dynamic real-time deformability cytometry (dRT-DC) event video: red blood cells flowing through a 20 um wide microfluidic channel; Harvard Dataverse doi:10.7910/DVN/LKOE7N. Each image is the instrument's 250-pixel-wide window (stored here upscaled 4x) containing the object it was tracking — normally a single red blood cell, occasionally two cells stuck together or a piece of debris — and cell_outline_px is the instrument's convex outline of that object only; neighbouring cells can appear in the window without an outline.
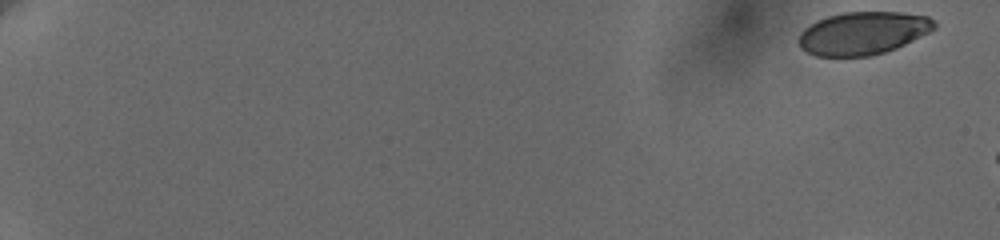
{"species": "human", "species_latin": "Homo sapiens", "temperature_condition": "cold", "stored_images_in_passage": 19, "camera_frame_rate_fps": 3000, "um_per_image_px": 0.085, "donor": {"sex": "female"}, "frame": {"image": 1, "passage_image": 1, "time_ms": 0.0, "image_size_px": [1000, 240], "cell_outline_px": [[936, 28], [896, 48], [884, 52], [868, 56], [816, 56], [800, 48], [800, 32], [804, 28], [816, 20], [828, 16], [844, 12], [900, 12], [928, 16], [936, 24]], "centroid_in_image_um": [73.33, 2.81], "position_along_channel_um": 11.7, "area_um2": 33.64}}
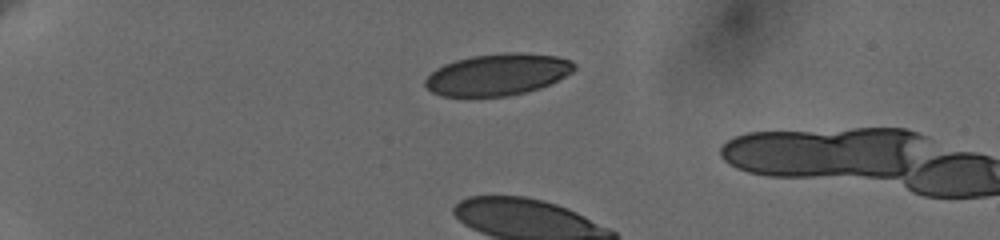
{"frame": {"image": 2, "passage_image": 16, "time_ms": 5.0, "image_size_px": [1000, 240], "cell_outline_px": [[576, 68], [572, 72], [540, 88], [508, 96], [440, 96], [432, 92], [424, 84], [424, 80], [436, 68], [444, 64], [456, 60], [472, 56], [508, 52], [520, 52], [556, 56], [572, 60], [576, 64]], "centroid_in_image_um": [42.29, 6.33], "position_along_channel_um": 42.7, "area_um2": 36.07}}